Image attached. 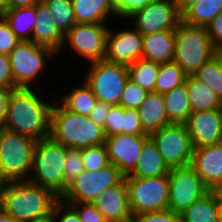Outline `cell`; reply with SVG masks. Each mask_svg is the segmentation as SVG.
<instances>
[{"mask_svg": "<svg viewBox=\"0 0 222 222\" xmlns=\"http://www.w3.org/2000/svg\"><path fill=\"white\" fill-rule=\"evenodd\" d=\"M53 104L42 100L32 88L18 87L9 95L4 129L35 141L50 137Z\"/></svg>", "mask_w": 222, "mask_h": 222, "instance_id": "obj_1", "label": "cell"}, {"mask_svg": "<svg viewBox=\"0 0 222 222\" xmlns=\"http://www.w3.org/2000/svg\"><path fill=\"white\" fill-rule=\"evenodd\" d=\"M59 200L50 189L28 180L1 183L0 207L19 222H31L52 214Z\"/></svg>", "mask_w": 222, "mask_h": 222, "instance_id": "obj_2", "label": "cell"}, {"mask_svg": "<svg viewBox=\"0 0 222 222\" xmlns=\"http://www.w3.org/2000/svg\"><path fill=\"white\" fill-rule=\"evenodd\" d=\"M50 137L67 148L77 149L102 145L106 140L102 126L88 116L67 110L60 103L52 107Z\"/></svg>", "mask_w": 222, "mask_h": 222, "instance_id": "obj_3", "label": "cell"}, {"mask_svg": "<svg viewBox=\"0 0 222 222\" xmlns=\"http://www.w3.org/2000/svg\"><path fill=\"white\" fill-rule=\"evenodd\" d=\"M66 150L67 147L54 141L51 137L36 141L32 170L28 181L50 189L61 198L64 194Z\"/></svg>", "mask_w": 222, "mask_h": 222, "instance_id": "obj_4", "label": "cell"}, {"mask_svg": "<svg viewBox=\"0 0 222 222\" xmlns=\"http://www.w3.org/2000/svg\"><path fill=\"white\" fill-rule=\"evenodd\" d=\"M36 141L4 128L0 131V183L28 180Z\"/></svg>", "mask_w": 222, "mask_h": 222, "instance_id": "obj_5", "label": "cell"}, {"mask_svg": "<svg viewBox=\"0 0 222 222\" xmlns=\"http://www.w3.org/2000/svg\"><path fill=\"white\" fill-rule=\"evenodd\" d=\"M218 52L210 41L206 27L188 25L183 21L178 25L173 61L187 75H193Z\"/></svg>", "mask_w": 222, "mask_h": 222, "instance_id": "obj_6", "label": "cell"}, {"mask_svg": "<svg viewBox=\"0 0 222 222\" xmlns=\"http://www.w3.org/2000/svg\"><path fill=\"white\" fill-rule=\"evenodd\" d=\"M132 216L167 209L169 199L168 175L143 178L125 176Z\"/></svg>", "mask_w": 222, "mask_h": 222, "instance_id": "obj_7", "label": "cell"}, {"mask_svg": "<svg viewBox=\"0 0 222 222\" xmlns=\"http://www.w3.org/2000/svg\"><path fill=\"white\" fill-rule=\"evenodd\" d=\"M84 81L98 101L119 105L121 93L129 79L128 66L99 60L89 63Z\"/></svg>", "mask_w": 222, "mask_h": 222, "instance_id": "obj_8", "label": "cell"}, {"mask_svg": "<svg viewBox=\"0 0 222 222\" xmlns=\"http://www.w3.org/2000/svg\"><path fill=\"white\" fill-rule=\"evenodd\" d=\"M123 178L124 175L112 163L96 171L84 169L68 185L66 192L60 199L65 203H93L102 192L118 184Z\"/></svg>", "mask_w": 222, "mask_h": 222, "instance_id": "obj_9", "label": "cell"}, {"mask_svg": "<svg viewBox=\"0 0 222 222\" xmlns=\"http://www.w3.org/2000/svg\"><path fill=\"white\" fill-rule=\"evenodd\" d=\"M57 55L51 48L32 41H20L9 54L14 83L17 87L31 88L37 75L46 68L45 58Z\"/></svg>", "mask_w": 222, "mask_h": 222, "instance_id": "obj_10", "label": "cell"}, {"mask_svg": "<svg viewBox=\"0 0 222 222\" xmlns=\"http://www.w3.org/2000/svg\"><path fill=\"white\" fill-rule=\"evenodd\" d=\"M149 137L169 169L191 165L194 147L185 124L171 123Z\"/></svg>", "mask_w": 222, "mask_h": 222, "instance_id": "obj_11", "label": "cell"}, {"mask_svg": "<svg viewBox=\"0 0 222 222\" xmlns=\"http://www.w3.org/2000/svg\"><path fill=\"white\" fill-rule=\"evenodd\" d=\"M168 177L167 209L180 215L211 191L191 165L170 169Z\"/></svg>", "mask_w": 222, "mask_h": 222, "instance_id": "obj_12", "label": "cell"}, {"mask_svg": "<svg viewBox=\"0 0 222 222\" xmlns=\"http://www.w3.org/2000/svg\"><path fill=\"white\" fill-rule=\"evenodd\" d=\"M134 20V28L142 36L176 30L182 22V13L173 0H151L144 8L137 10L128 19Z\"/></svg>", "mask_w": 222, "mask_h": 222, "instance_id": "obj_13", "label": "cell"}, {"mask_svg": "<svg viewBox=\"0 0 222 222\" xmlns=\"http://www.w3.org/2000/svg\"><path fill=\"white\" fill-rule=\"evenodd\" d=\"M109 28L105 23H76L65 35L63 46L68 43L78 55L89 63L104 60Z\"/></svg>", "mask_w": 222, "mask_h": 222, "instance_id": "obj_14", "label": "cell"}, {"mask_svg": "<svg viewBox=\"0 0 222 222\" xmlns=\"http://www.w3.org/2000/svg\"><path fill=\"white\" fill-rule=\"evenodd\" d=\"M149 135L115 134L106 137L105 146L110 163L114 164L126 176L139 159L142 146Z\"/></svg>", "mask_w": 222, "mask_h": 222, "instance_id": "obj_15", "label": "cell"}, {"mask_svg": "<svg viewBox=\"0 0 222 222\" xmlns=\"http://www.w3.org/2000/svg\"><path fill=\"white\" fill-rule=\"evenodd\" d=\"M143 36L134 27L113 33L109 29L107 35L106 54L104 60L110 63L130 65L142 58Z\"/></svg>", "mask_w": 222, "mask_h": 222, "instance_id": "obj_16", "label": "cell"}, {"mask_svg": "<svg viewBox=\"0 0 222 222\" xmlns=\"http://www.w3.org/2000/svg\"><path fill=\"white\" fill-rule=\"evenodd\" d=\"M185 125L194 148L222 142L220 108L192 112Z\"/></svg>", "mask_w": 222, "mask_h": 222, "instance_id": "obj_17", "label": "cell"}, {"mask_svg": "<svg viewBox=\"0 0 222 222\" xmlns=\"http://www.w3.org/2000/svg\"><path fill=\"white\" fill-rule=\"evenodd\" d=\"M191 166L211 190L222 183V142L194 148Z\"/></svg>", "mask_w": 222, "mask_h": 222, "instance_id": "obj_18", "label": "cell"}, {"mask_svg": "<svg viewBox=\"0 0 222 222\" xmlns=\"http://www.w3.org/2000/svg\"><path fill=\"white\" fill-rule=\"evenodd\" d=\"M93 204L107 222H131L133 216L129 207L125 176L118 184L102 192Z\"/></svg>", "mask_w": 222, "mask_h": 222, "instance_id": "obj_19", "label": "cell"}, {"mask_svg": "<svg viewBox=\"0 0 222 222\" xmlns=\"http://www.w3.org/2000/svg\"><path fill=\"white\" fill-rule=\"evenodd\" d=\"M35 7L36 20L31 41L49 47L59 55L63 49L64 35L56 27L49 8L43 0L38 2Z\"/></svg>", "mask_w": 222, "mask_h": 222, "instance_id": "obj_20", "label": "cell"}, {"mask_svg": "<svg viewBox=\"0 0 222 222\" xmlns=\"http://www.w3.org/2000/svg\"><path fill=\"white\" fill-rule=\"evenodd\" d=\"M103 128L106 137L120 133L147 135L142 128L137 109H125L120 105L111 107Z\"/></svg>", "mask_w": 222, "mask_h": 222, "instance_id": "obj_21", "label": "cell"}, {"mask_svg": "<svg viewBox=\"0 0 222 222\" xmlns=\"http://www.w3.org/2000/svg\"><path fill=\"white\" fill-rule=\"evenodd\" d=\"M176 30H166L143 36L142 58L157 63L173 62Z\"/></svg>", "mask_w": 222, "mask_h": 222, "instance_id": "obj_22", "label": "cell"}, {"mask_svg": "<svg viewBox=\"0 0 222 222\" xmlns=\"http://www.w3.org/2000/svg\"><path fill=\"white\" fill-rule=\"evenodd\" d=\"M137 112L147 135L171 124L166 113L163 94L158 92H148Z\"/></svg>", "mask_w": 222, "mask_h": 222, "instance_id": "obj_23", "label": "cell"}, {"mask_svg": "<svg viewBox=\"0 0 222 222\" xmlns=\"http://www.w3.org/2000/svg\"><path fill=\"white\" fill-rule=\"evenodd\" d=\"M169 167L153 140L149 137L143 144L135 168L128 174L131 177L153 178L169 175Z\"/></svg>", "mask_w": 222, "mask_h": 222, "instance_id": "obj_24", "label": "cell"}, {"mask_svg": "<svg viewBox=\"0 0 222 222\" xmlns=\"http://www.w3.org/2000/svg\"><path fill=\"white\" fill-rule=\"evenodd\" d=\"M71 2L77 23H106L109 16L116 15L111 0H71Z\"/></svg>", "mask_w": 222, "mask_h": 222, "instance_id": "obj_25", "label": "cell"}, {"mask_svg": "<svg viewBox=\"0 0 222 222\" xmlns=\"http://www.w3.org/2000/svg\"><path fill=\"white\" fill-rule=\"evenodd\" d=\"M185 82L192 112L220 108V99L205 82L194 75H187Z\"/></svg>", "mask_w": 222, "mask_h": 222, "instance_id": "obj_26", "label": "cell"}, {"mask_svg": "<svg viewBox=\"0 0 222 222\" xmlns=\"http://www.w3.org/2000/svg\"><path fill=\"white\" fill-rule=\"evenodd\" d=\"M219 206L217 193L210 191L180 215L181 222H220Z\"/></svg>", "mask_w": 222, "mask_h": 222, "instance_id": "obj_27", "label": "cell"}, {"mask_svg": "<svg viewBox=\"0 0 222 222\" xmlns=\"http://www.w3.org/2000/svg\"><path fill=\"white\" fill-rule=\"evenodd\" d=\"M170 123L185 124L192 113L186 82L163 94Z\"/></svg>", "mask_w": 222, "mask_h": 222, "instance_id": "obj_28", "label": "cell"}, {"mask_svg": "<svg viewBox=\"0 0 222 222\" xmlns=\"http://www.w3.org/2000/svg\"><path fill=\"white\" fill-rule=\"evenodd\" d=\"M20 41H31L36 20V7L10 8L2 15Z\"/></svg>", "mask_w": 222, "mask_h": 222, "instance_id": "obj_29", "label": "cell"}, {"mask_svg": "<svg viewBox=\"0 0 222 222\" xmlns=\"http://www.w3.org/2000/svg\"><path fill=\"white\" fill-rule=\"evenodd\" d=\"M222 12V0H197L182 13V21L188 25L206 27Z\"/></svg>", "mask_w": 222, "mask_h": 222, "instance_id": "obj_30", "label": "cell"}, {"mask_svg": "<svg viewBox=\"0 0 222 222\" xmlns=\"http://www.w3.org/2000/svg\"><path fill=\"white\" fill-rule=\"evenodd\" d=\"M81 83V86L73 88L63 98L61 97L59 102L73 113L88 116L96 104L97 98L85 81Z\"/></svg>", "mask_w": 222, "mask_h": 222, "instance_id": "obj_31", "label": "cell"}, {"mask_svg": "<svg viewBox=\"0 0 222 222\" xmlns=\"http://www.w3.org/2000/svg\"><path fill=\"white\" fill-rule=\"evenodd\" d=\"M160 63L140 58L128 65L129 79L148 92L154 91Z\"/></svg>", "mask_w": 222, "mask_h": 222, "instance_id": "obj_32", "label": "cell"}, {"mask_svg": "<svg viewBox=\"0 0 222 222\" xmlns=\"http://www.w3.org/2000/svg\"><path fill=\"white\" fill-rule=\"evenodd\" d=\"M187 74L174 61L160 63L154 91L160 94L170 92L176 86L185 83Z\"/></svg>", "mask_w": 222, "mask_h": 222, "instance_id": "obj_33", "label": "cell"}, {"mask_svg": "<svg viewBox=\"0 0 222 222\" xmlns=\"http://www.w3.org/2000/svg\"><path fill=\"white\" fill-rule=\"evenodd\" d=\"M193 75L211 87L222 102V52H218Z\"/></svg>", "mask_w": 222, "mask_h": 222, "instance_id": "obj_34", "label": "cell"}, {"mask_svg": "<svg viewBox=\"0 0 222 222\" xmlns=\"http://www.w3.org/2000/svg\"><path fill=\"white\" fill-rule=\"evenodd\" d=\"M58 30L65 35L77 22L71 0H43Z\"/></svg>", "mask_w": 222, "mask_h": 222, "instance_id": "obj_35", "label": "cell"}, {"mask_svg": "<svg viewBox=\"0 0 222 222\" xmlns=\"http://www.w3.org/2000/svg\"><path fill=\"white\" fill-rule=\"evenodd\" d=\"M82 160L85 170L96 171L110 164L105 144L82 148Z\"/></svg>", "mask_w": 222, "mask_h": 222, "instance_id": "obj_36", "label": "cell"}, {"mask_svg": "<svg viewBox=\"0 0 222 222\" xmlns=\"http://www.w3.org/2000/svg\"><path fill=\"white\" fill-rule=\"evenodd\" d=\"M84 170L82 149L67 148L64 165V193L68 185Z\"/></svg>", "mask_w": 222, "mask_h": 222, "instance_id": "obj_37", "label": "cell"}, {"mask_svg": "<svg viewBox=\"0 0 222 222\" xmlns=\"http://www.w3.org/2000/svg\"><path fill=\"white\" fill-rule=\"evenodd\" d=\"M147 94V90L141 88L131 79H128L121 93L119 105L125 109H138L145 100Z\"/></svg>", "mask_w": 222, "mask_h": 222, "instance_id": "obj_38", "label": "cell"}, {"mask_svg": "<svg viewBox=\"0 0 222 222\" xmlns=\"http://www.w3.org/2000/svg\"><path fill=\"white\" fill-rule=\"evenodd\" d=\"M151 0H111L113 10L118 18L128 19L130 15L144 8Z\"/></svg>", "mask_w": 222, "mask_h": 222, "instance_id": "obj_39", "label": "cell"}, {"mask_svg": "<svg viewBox=\"0 0 222 222\" xmlns=\"http://www.w3.org/2000/svg\"><path fill=\"white\" fill-rule=\"evenodd\" d=\"M20 39L10 29L9 24L2 16L0 17V54H10Z\"/></svg>", "mask_w": 222, "mask_h": 222, "instance_id": "obj_40", "label": "cell"}, {"mask_svg": "<svg viewBox=\"0 0 222 222\" xmlns=\"http://www.w3.org/2000/svg\"><path fill=\"white\" fill-rule=\"evenodd\" d=\"M131 222H181V216L166 209L158 212H146L134 215Z\"/></svg>", "mask_w": 222, "mask_h": 222, "instance_id": "obj_41", "label": "cell"}, {"mask_svg": "<svg viewBox=\"0 0 222 222\" xmlns=\"http://www.w3.org/2000/svg\"><path fill=\"white\" fill-rule=\"evenodd\" d=\"M67 204L71 205L76 210L81 222H107L103 215L95 208L93 203L78 202Z\"/></svg>", "mask_w": 222, "mask_h": 222, "instance_id": "obj_42", "label": "cell"}, {"mask_svg": "<svg viewBox=\"0 0 222 222\" xmlns=\"http://www.w3.org/2000/svg\"><path fill=\"white\" fill-rule=\"evenodd\" d=\"M53 217L55 222H81L76 210L61 199L54 206Z\"/></svg>", "mask_w": 222, "mask_h": 222, "instance_id": "obj_43", "label": "cell"}, {"mask_svg": "<svg viewBox=\"0 0 222 222\" xmlns=\"http://www.w3.org/2000/svg\"><path fill=\"white\" fill-rule=\"evenodd\" d=\"M0 87L9 89L18 88L14 83L8 54H0Z\"/></svg>", "mask_w": 222, "mask_h": 222, "instance_id": "obj_44", "label": "cell"}, {"mask_svg": "<svg viewBox=\"0 0 222 222\" xmlns=\"http://www.w3.org/2000/svg\"><path fill=\"white\" fill-rule=\"evenodd\" d=\"M212 45L222 52V12L206 26Z\"/></svg>", "mask_w": 222, "mask_h": 222, "instance_id": "obj_45", "label": "cell"}, {"mask_svg": "<svg viewBox=\"0 0 222 222\" xmlns=\"http://www.w3.org/2000/svg\"><path fill=\"white\" fill-rule=\"evenodd\" d=\"M112 106L113 105L97 100L88 117L96 124L104 127L106 116L110 112Z\"/></svg>", "mask_w": 222, "mask_h": 222, "instance_id": "obj_46", "label": "cell"}, {"mask_svg": "<svg viewBox=\"0 0 222 222\" xmlns=\"http://www.w3.org/2000/svg\"><path fill=\"white\" fill-rule=\"evenodd\" d=\"M13 89L0 87V127L3 128L6 119L8 98Z\"/></svg>", "mask_w": 222, "mask_h": 222, "instance_id": "obj_47", "label": "cell"}, {"mask_svg": "<svg viewBox=\"0 0 222 222\" xmlns=\"http://www.w3.org/2000/svg\"><path fill=\"white\" fill-rule=\"evenodd\" d=\"M41 0H11L10 8L32 7Z\"/></svg>", "mask_w": 222, "mask_h": 222, "instance_id": "obj_48", "label": "cell"}, {"mask_svg": "<svg viewBox=\"0 0 222 222\" xmlns=\"http://www.w3.org/2000/svg\"><path fill=\"white\" fill-rule=\"evenodd\" d=\"M177 5L179 11L183 13L190 5H192L197 0H173Z\"/></svg>", "mask_w": 222, "mask_h": 222, "instance_id": "obj_49", "label": "cell"}, {"mask_svg": "<svg viewBox=\"0 0 222 222\" xmlns=\"http://www.w3.org/2000/svg\"><path fill=\"white\" fill-rule=\"evenodd\" d=\"M0 222H19L0 207Z\"/></svg>", "mask_w": 222, "mask_h": 222, "instance_id": "obj_50", "label": "cell"}, {"mask_svg": "<svg viewBox=\"0 0 222 222\" xmlns=\"http://www.w3.org/2000/svg\"><path fill=\"white\" fill-rule=\"evenodd\" d=\"M31 222H55V219L53 217V213L46 216V217H43V218H40V219H36L34 221H31Z\"/></svg>", "mask_w": 222, "mask_h": 222, "instance_id": "obj_51", "label": "cell"}, {"mask_svg": "<svg viewBox=\"0 0 222 222\" xmlns=\"http://www.w3.org/2000/svg\"><path fill=\"white\" fill-rule=\"evenodd\" d=\"M11 0H0V10L4 12L7 9H10Z\"/></svg>", "mask_w": 222, "mask_h": 222, "instance_id": "obj_52", "label": "cell"}, {"mask_svg": "<svg viewBox=\"0 0 222 222\" xmlns=\"http://www.w3.org/2000/svg\"><path fill=\"white\" fill-rule=\"evenodd\" d=\"M220 200H222V183L215 189Z\"/></svg>", "mask_w": 222, "mask_h": 222, "instance_id": "obj_53", "label": "cell"}, {"mask_svg": "<svg viewBox=\"0 0 222 222\" xmlns=\"http://www.w3.org/2000/svg\"><path fill=\"white\" fill-rule=\"evenodd\" d=\"M219 214H220V222H222V200H220Z\"/></svg>", "mask_w": 222, "mask_h": 222, "instance_id": "obj_54", "label": "cell"}, {"mask_svg": "<svg viewBox=\"0 0 222 222\" xmlns=\"http://www.w3.org/2000/svg\"><path fill=\"white\" fill-rule=\"evenodd\" d=\"M220 113H221V119H222V102H221V106H220Z\"/></svg>", "mask_w": 222, "mask_h": 222, "instance_id": "obj_55", "label": "cell"}, {"mask_svg": "<svg viewBox=\"0 0 222 222\" xmlns=\"http://www.w3.org/2000/svg\"><path fill=\"white\" fill-rule=\"evenodd\" d=\"M2 15H3V12L0 10V17H2Z\"/></svg>", "mask_w": 222, "mask_h": 222, "instance_id": "obj_56", "label": "cell"}]
</instances>
